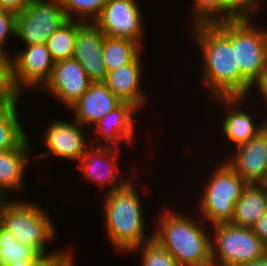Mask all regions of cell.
Listing matches in <instances>:
<instances>
[{"label":"cell","instance_id":"cell-27","mask_svg":"<svg viewBox=\"0 0 267 266\" xmlns=\"http://www.w3.org/2000/svg\"><path fill=\"white\" fill-rule=\"evenodd\" d=\"M68 20L93 23L108 0H61ZM76 17V18H75Z\"/></svg>","mask_w":267,"mask_h":266},{"label":"cell","instance_id":"cell-22","mask_svg":"<svg viewBox=\"0 0 267 266\" xmlns=\"http://www.w3.org/2000/svg\"><path fill=\"white\" fill-rule=\"evenodd\" d=\"M192 6L190 25L235 20L249 13L238 0H193Z\"/></svg>","mask_w":267,"mask_h":266},{"label":"cell","instance_id":"cell-5","mask_svg":"<svg viewBox=\"0 0 267 266\" xmlns=\"http://www.w3.org/2000/svg\"><path fill=\"white\" fill-rule=\"evenodd\" d=\"M256 12L232 20V44L241 73V97H250L251 86L267 66V28L256 26ZM255 23V24H254Z\"/></svg>","mask_w":267,"mask_h":266},{"label":"cell","instance_id":"cell-35","mask_svg":"<svg viewBox=\"0 0 267 266\" xmlns=\"http://www.w3.org/2000/svg\"><path fill=\"white\" fill-rule=\"evenodd\" d=\"M249 12H256L260 9L263 0H238ZM261 1V2H260ZM265 1V0H264ZM260 4V5H259Z\"/></svg>","mask_w":267,"mask_h":266},{"label":"cell","instance_id":"cell-14","mask_svg":"<svg viewBox=\"0 0 267 266\" xmlns=\"http://www.w3.org/2000/svg\"><path fill=\"white\" fill-rule=\"evenodd\" d=\"M235 151V152H234ZM225 160L247 184L267 182V129L232 151ZM231 158V159H230Z\"/></svg>","mask_w":267,"mask_h":266},{"label":"cell","instance_id":"cell-33","mask_svg":"<svg viewBox=\"0 0 267 266\" xmlns=\"http://www.w3.org/2000/svg\"><path fill=\"white\" fill-rule=\"evenodd\" d=\"M257 88V89H256ZM257 90L259 91L260 97L263 100H265L264 104H266L265 108L267 107V66L264 70V72L260 75L259 79L251 86L250 91L252 90ZM267 109V108H266Z\"/></svg>","mask_w":267,"mask_h":266},{"label":"cell","instance_id":"cell-18","mask_svg":"<svg viewBox=\"0 0 267 266\" xmlns=\"http://www.w3.org/2000/svg\"><path fill=\"white\" fill-rule=\"evenodd\" d=\"M142 53L131 63L106 73L104 83L122 102L132 103L140 111L148 105V96L141 88Z\"/></svg>","mask_w":267,"mask_h":266},{"label":"cell","instance_id":"cell-1","mask_svg":"<svg viewBox=\"0 0 267 266\" xmlns=\"http://www.w3.org/2000/svg\"><path fill=\"white\" fill-rule=\"evenodd\" d=\"M190 27L191 38L202 56L201 80L210 98L241 96V73L232 44V20Z\"/></svg>","mask_w":267,"mask_h":266},{"label":"cell","instance_id":"cell-36","mask_svg":"<svg viewBox=\"0 0 267 266\" xmlns=\"http://www.w3.org/2000/svg\"><path fill=\"white\" fill-rule=\"evenodd\" d=\"M240 266H267V253L260 259H257L256 261L242 264Z\"/></svg>","mask_w":267,"mask_h":266},{"label":"cell","instance_id":"cell-32","mask_svg":"<svg viewBox=\"0 0 267 266\" xmlns=\"http://www.w3.org/2000/svg\"><path fill=\"white\" fill-rule=\"evenodd\" d=\"M252 230L259 237V239L267 249V213L259 218V220L253 226Z\"/></svg>","mask_w":267,"mask_h":266},{"label":"cell","instance_id":"cell-30","mask_svg":"<svg viewBox=\"0 0 267 266\" xmlns=\"http://www.w3.org/2000/svg\"><path fill=\"white\" fill-rule=\"evenodd\" d=\"M16 37V14L0 10V51L8 53L6 41L9 37ZM5 47V48H4Z\"/></svg>","mask_w":267,"mask_h":266},{"label":"cell","instance_id":"cell-4","mask_svg":"<svg viewBox=\"0 0 267 266\" xmlns=\"http://www.w3.org/2000/svg\"><path fill=\"white\" fill-rule=\"evenodd\" d=\"M28 201L11 199L4 207L2 227L11 232L18 243L30 246L41 256H64L69 250L62 247L47 253V244L56 239L55 225L45 208Z\"/></svg>","mask_w":267,"mask_h":266},{"label":"cell","instance_id":"cell-34","mask_svg":"<svg viewBox=\"0 0 267 266\" xmlns=\"http://www.w3.org/2000/svg\"><path fill=\"white\" fill-rule=\"evenodd\" d=\"M63 256H41L39 255L35 260L28 265L11 263L10 266H53Z\"/></svg>","mask_w":267,"mask_h":266},{"label":"cell","instance_id":"cell-9","mask_svg":"<svg viewBox=\"0 0 267 266\" xmlns=\"http://www.w3.org/2000/svg\"><path fill=\"white\" fill-rule=\"evenodd\" d=\"M138 0H108L93 22L108 37L125 38L143 44L144 23Z\"/></svg>","mask_w":267,"mask_h":266},{"label":"cell","instance_id":"cell-20","mask_svg":"<svg viewBox=\"0 0 267 266\" xmlns=\"http://www.w3.org/2000/svg\"><path fill=\"white\" fill-rule=\"evenodd\" d=\"M27 136L16 148L0 152V195L22 190L24 174L31 161V139ZM29 163V164H28Z\"/></svg>","mask_w":267,"mask_h":266},{"label":"cell","instance_id":"cell-3","mask_svg":"<svg viewBox=\"0 0 267 266\" xmlns=\"http://www.w3.org/2000/svg\"><path fill=\"white\" fill-rule=\"evenodd\" d=\"M133 180L123 188L105 193L102 201L106 239L112 249L128 254L153 238V232L145 234L143 203Z\"/></svg>","mask_w":267,"mask_h":266},{"label":"cell","instance_id":"cell-10","mask_svg":"<svg viewBox=\"0 0 267 266\" xmlns=\"http://www.w3.org/2000/svg\"><path fill=\"white\" fill-rule=\"evenodd\" d=\"M54 63L46 44L25 46L14 53L12 79L15 88L21 95L31 88L40 90L51 77Z\"/></svg>","mask_w":267,"mask_h":266},{"label":"cell","instance_id":"cell-38","mask_svg":"<svg viewBox=\"0 0 267 266\" xmlns=\"http://www.w3.org/2000/svg\"><path fill=\"white\" fill-rule=\"evenodd\" d=\"M8 106L7 103L0 102V113Z\"/></svg>","mask_w":267,"mask_h":266},{"label":"cell","instance_id":"cell-19","mask_svg":"<svg viewBox=\"0 0 267 266\" xmlns=\"http://www.w3.org/2000/svg\"><path fill=\"white\" fill-rule=\"evenodd\" d=\"M121 103L104 82H91L89 89L68 110L75 121L90 128Z\"/></svg>","mask_w":267,"mask_h":266},{"label":"cell","instance_id":"cell-26","mask_svg":"<svg viewBox=\"0 0 267 266\" xmlns=\"http://www.w3.org/2000/svg\"><path fill=\"white\" fill-rule=\"evenodd\" d=\"M77 36V20H69L48 38L47 47L56 62L73 58Z\"/></svg>","mask_w":267,"mask_h":266},{"label":"cell","instance_id":"cell-25","mask_svg":"<svg viewBox=\"0 0 267 266\" xmlns=\"http://www.w3.org/2000/svg\"><path fill=\"white\" fill-rule=\"evenodd\" d=\"M39 254L30 246L18 243L14 235L4 227L0 228V266L11 263L28 265Z\"/></svg>","mask_w":267,"mask_h":266},{"label":"cell","instance_id":"cell-21","mask_svg":"<svg viewBox=\"0 0 267 266\" xmlns=\"http://www.w3.org/2000/svg\"><path fill=\"white\" fill-rule=\"evenodd\" d=\"M267 213V185L247 184L236 202L231 224L253 228L255 223Z\"/></svg>","mask_w":267,"mask_h":266},{"label":"cell","instance_id":"cell-13","mask_svg":"<svg viewBox=\"0 0 267 266\" xmlns=\"http://www.w3.org/2000/svg\"><path fill=\"white\" fill-rule=\"evenodd\" d=\"M89 80L82 65L74 58L56 61L51 77L40 89L49 94L58 103L69 109L89 89Z\"/></svg>","mask_w":267,"mask_h":266},{"label":"cell","instance_id":"cell-23","mask_svg":"<svg viewBox=\"0 0 267 266\" xmlns=\"http://www.w3.org/2000/svg\"><path fill=\"white\" fill-rule=\"evenodd\" d=\"M141 48L135 41L105 36L102 59L107 72L133 62L142 53Z\"/></svg>","mask_w":267,"mask_h":266},{"label":"cell","instance_id":"cell-17","mask_svg":"<svg viewBox=\"0 0 267 266\" xmlns=\"http://www.w3.org/2000/svg\"><path fill=\"white\" fill-rule=\"evenodd\" d=\"M104 37L94 23L77 21L73 58L82 65L91 82L105 81L107 70L102 59Z\"/></svg>","mask_w":267,"mask_h":266},{"label":"cell","instance_id":"cell-31","mask_svg":"<svg viewBox=\"0 0 267 266\" xmlns=\"http://www.w3.org/2000/svg\"><path fill=\"white\" fill-rule=\"evenodd\" d=\"M30 0H0V10L19 14L28 6Z\"/></svg>","mask_w":267,"mask_h":266},{"label":"cell","instance_id":"cell-15","mask_svg":"<svg viewBox=\"0 0 267 266\" xmlns=\"http://www.w3.org/2000/svg\"><path fill=\"white\" fill-rule=\"evenodd\" d=\"M212 99L215 103H220L225 108V112L227 111L221 121L222 136L226 137L229 143L234 144L235 148L247 143L266 128L265 117L260 123H255L256 120L250 116L251 113L241 108L248 97H213Z\"/></svg>","mask_w":267,"mask_h":266},{"label":"cell","instance_id":"cell-11","mask_svg":"<svg viewBox=\"0 0 267 266\" xmlns=\"http://www.w3.org/2000/svg\"><path fill=\"white\" fill-rule=\"evenodd\" d=\"M119 151L120 147L90 145L78 161V163H81L78 167L81 173L84 174L85 179L92 183L95 182L101 189L107 187V189L105 188L107 190L105 193L123 188L132 180L120 173L121 170L119 169L121 168L117 164L120 157Z\"/></svg>","mask_w":267,"mask_h":266},{"label":"cell","instance_id":"cell-16","mask_svg":"<svg viewBox=\"0 0 267 266\" xmlns=\"http://www.w3.org/2000/svg\"><path fill=\"white\" fill-rule=\"evenodd\" d=\"M139 111L132 103L122 102L93 125L95 129L93 128L92 133L94 131L93 134H96V136H94L95 143L92 145H98L99 138H101L99 145L113 146L116 148H121L119 146L121 142H125L128 146L135 143L136 125L134 122L137 121L135 116ZM135 112L136 114H134Z\"/></svg>","mask_w":267,"mask_h":266},{"label":"cell","instance_id":"cell-29","mask_svg":"<svg viewBox=\"0 0 267 266\" xmlns=\"http://www.w3.org/2000/svg\"><path fill=\"white\" fill-rule=\"evenodd\" d=\"M12 55L0 51V102L8 105L20 102L22 96L13 84Z\"/></svg>","mask_w":267,"mask_h":266},{"label":"cell","instance_id":"cell-2","mask_svg":"<svg viewBox=\"0 0 267 266\" xmlns=\"http://www.w3.org/2000/svg\"><path fill=\"white\" fill-rule=\"evenodd\" d=\"M160 214L158 226L152 230L153 239L176 259L179 266H213L212 235L204 229L202 218L199 222L167 208Z\"/></svg>","mask_w":267,"mask_h":266},{"label":"cell","instance_id":"cell-37","mask_svg":"<svg viewBox=\"0 0 267 266\" xmlns=\"http://www.w3.org/2000/svg\"><path fill=\"white\" fill-rule=\"evenodd\" d=\"M10 200L11 199L8 200V197L2 196L0 198V228L2 227V217H3V213H4V207Z\"/></svg>","mask_w":267,"mask_h":266},{"label":"cell","instance_id":"cell-8","mask_svg":"<svg viewBox=\"0 0 267 266\" xmlns=\"http://www.w3.org/2000/svg\"><path fill=\"white\" fill-rule=\"evenodd\" d=\"M69 20L61 0H30L26 9L16 14V39L23 45L47 44L53 32Z\"/></svg>","mask_w":267,"mask_h":266},{"label":"cell","instance_id":"cell-39","mask_svg":"<svg viewBox=\"0 0 267 266\" xmlns=\"http://www.w3.org/2000/svg\"><path fill=\"white\" fill-rule=\"evenodd\" d=\"M265 127H266V129H267V114H266V116H265Z\"/></svg>","mask_w":267,"mask_h":266},{"label":"cell","instance_id":"cell-28","mask_svg":"<svg viewBox=\"0 0 267 266\" xmlns=\"http://www.w3.org/2000/svg\"><path fill=\"white\" fill-rule=\"evenodd\" d=\"M134 252L142 254L141 266H179L176 259L153 238L130 253Z\"/></svg>","mask_w":267,"mask_h":266},{"label":"cell","instance_id":"cell-6","mask_svg":"<svg viewBox=\"0 0 267 266\" xmlns=\"http://www.w3.org/2000/svg\"><path fill=\"white\" fill-rule=\"evenodd\" d=\"M215 166L200 193L199 212L208 225L231 223L236 202L241 197L247 183L225 161Z\"/></svg>","mask_w":267,"mask_h":266},{"label":"cell","instance_id":"cell-24","mask_svg":"<svg viewBox=\"0 0 267 266\" xmlns=\"http://www.w3.org/2000/svg\"><path fill=\"white\" fill-rule=\"evenodd\" d=\"M19 111L17 102L0 113V152L16 148L28 136L21 126Z\"/></svg>","mask_w":267,"mask_h":266},{"label":"cell","instance_id":"cell-7","mask_svg":"<svg viewBox=\"0 0 267 266\" xmlns=\"http://www.w3.org/2000/svg\"><path fill=\"white\" fill-rule=\"evenodd\" d=\"M213 266H240L262 258L267 249L252 228L231 223L212 225Z\"/></svg>","mask_w":267,"mask_h":266},{"label":"cell","instance_id":"cell-12","mask_svg":"<svg viewBox=\"0 0 267 266\" xmlns=\"http://www.w3.org/2000/svg\"><path fill=\"white\" fill-rule=\"evenodd\" d=\"M47 128L43 135V144L47 150H43L40 155H37L40 160L46 158L50 153L61 160L78 162L91 145L85 135L86 127L74 119L71 122L57 119L51 121Z\"/></svg>","mask_w":267,"mask_h":266}]
</instances>
